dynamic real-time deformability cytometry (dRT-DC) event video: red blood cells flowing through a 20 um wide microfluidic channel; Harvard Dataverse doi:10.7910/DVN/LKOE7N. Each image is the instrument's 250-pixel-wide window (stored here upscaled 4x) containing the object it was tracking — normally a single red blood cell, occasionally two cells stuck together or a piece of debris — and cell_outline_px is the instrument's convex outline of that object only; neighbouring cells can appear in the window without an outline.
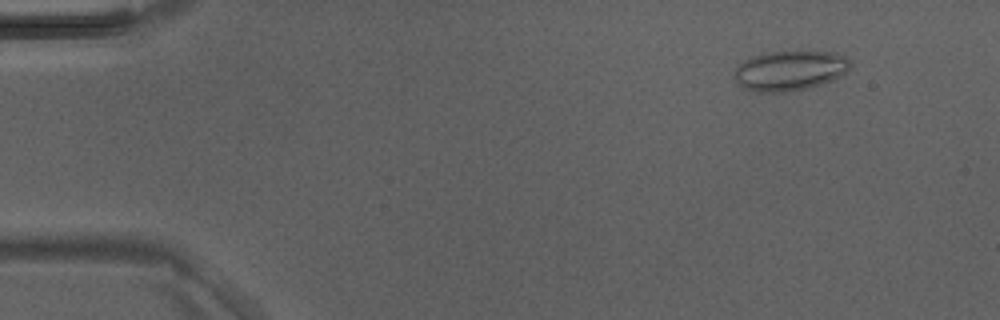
{"species": "Egyptian fruit bat (a non-hibernating species)", "species_latin": "Rousettus aegyptiacus", "temperature_condition": "room temperature", "stored_images_in_passage": 46, "camera_frame_rate_fps": 3000, "um_per_image_px": 0.085, "animal": {"sex": "male"}, "frame": {"image": 1, "passage_image": 5, "time_ms": 1.333, "image_size_px": [1000, 320], "cell_outline_px": [[852, 64], [848, 72], [832, 80], [820, 84], [804, 88], [784, 92], [756, 92], [744, 88], [732, 76], [736, 68], [744, 60], [752, 56], [764, 52], [836, 52], [848, 56], [852, 60]], "centroid_in_image_um": [67.17, 5.99], "position_along_channel_um": 17.8, "area_um2": 27.11}}
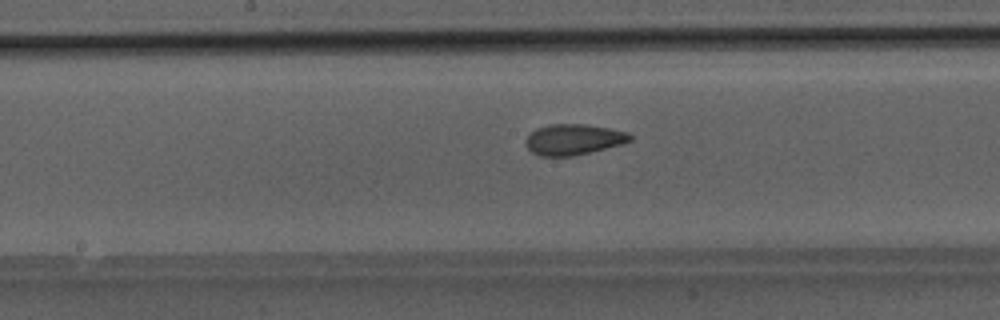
{"frame": {"image": 2, "passage_image": 24, "time_ms": 7.667, "image_size_px": [1000, 320], "cell_outline_px": [[632, 140], [620, 144], [572, 156], [540, 156], [532, 152], [524, 144], [524, 140], [536, 128], [548, 124], [584, 124], [608, 128], [628, 132], [632, 136]], "centroid_in_image_um": [48.7, 11.85], "position_along_channel_um": 199.5, "area_um2": 18.55}}
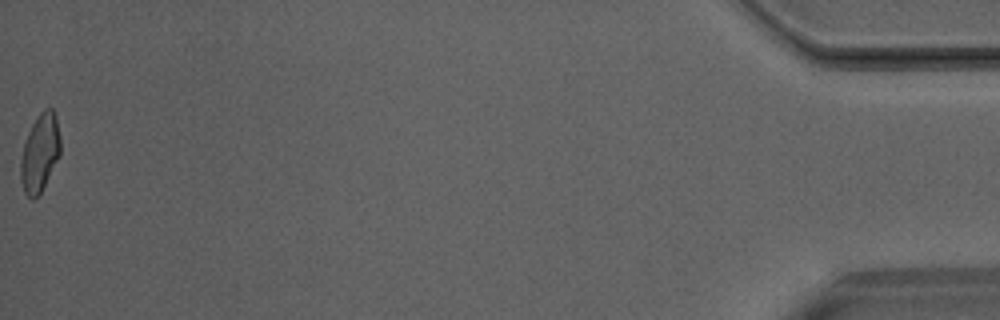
{"frame": {"image": 3, "passage_image": 46, "time_ms": 15.0, "image_size_px": [1000, 320], "cell_outline_px": [[60, 156], [40, 192], [32, 200], [24, 192], [20, 180], [20, 160], [24, 140], [36, 116], [44, 108], [52, 108], [56, 116], [60, 136]], "centroid_in_image_um": [3.38, 12.96], "position_along_channel_um": 431.8, "area_um2": 18.15}}